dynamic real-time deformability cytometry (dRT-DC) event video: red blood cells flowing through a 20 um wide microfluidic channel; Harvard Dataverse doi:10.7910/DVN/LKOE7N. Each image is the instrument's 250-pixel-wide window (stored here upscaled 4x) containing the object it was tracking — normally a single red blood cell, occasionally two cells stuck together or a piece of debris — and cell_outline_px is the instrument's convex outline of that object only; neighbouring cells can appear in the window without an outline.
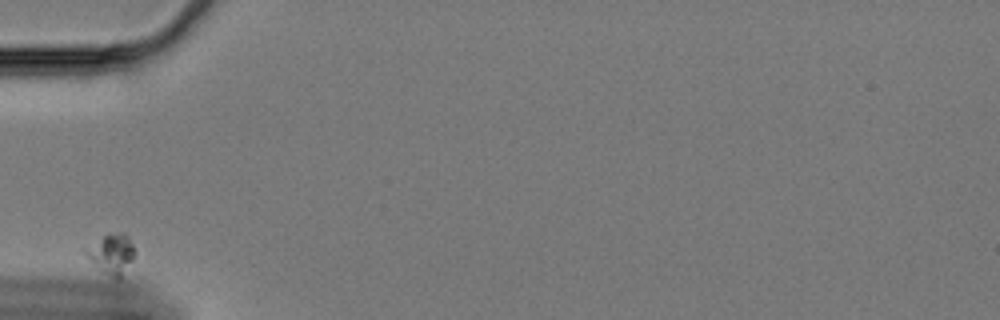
{"species": "Egyptian fruit bat (a non-hibernating species)", "species_latin": "Rousettus aegyptiacus", "temperature_condition": "cold", "stored_images_in_passage": 36, "camera_frame_rate_fps": 3000, "um_per_image_px": 0.085, "animal": {"sex": "female"}, "frame": {"image": 1, "passage_image": 1, "time_ms": 0.0, "image_size_px": [1000, 320], "cell_outline_px": [[136, 252], [132, 260], [120, 280], [116, 280], [104, 272], [80, 248], [108, 232], [124, 232], [128, 236]], "centroid_in_image_um": [9.47, 21.53], "position_along_channel_um": 75.5, "area_um2": 11.68}}
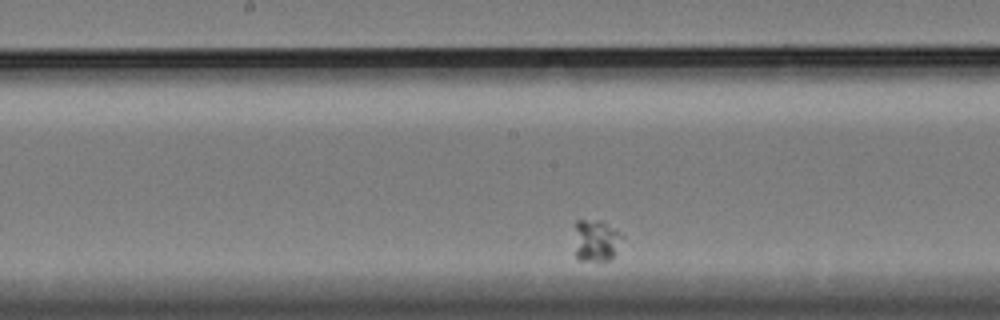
{"frame": {"image": 2, "passage_image": 16, "time_ms": 5.0, "image_size_px": [1000, 320], "cell_outline_px": [[624, 236], [612, 260], [576, 260], [576, 220], [604, 220], [620, 232]], "centroid_in_image_um": [50.71, 20.43], "position_along_channel_um": 197.5, "area_um2": 11.73}}
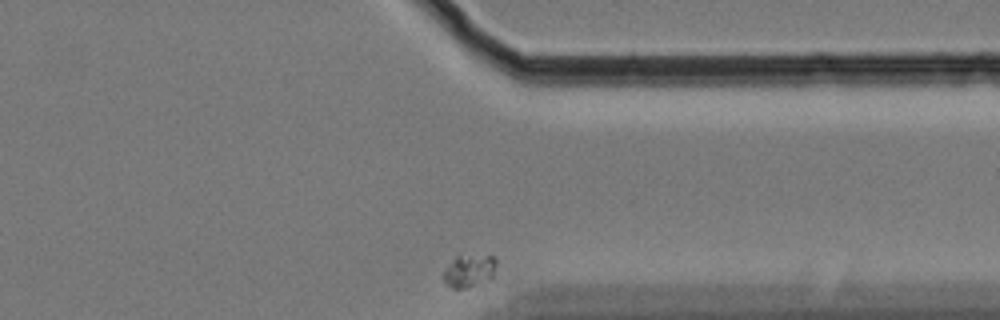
{"frame": {"image": 3, "passage_image": 36, "time_ms": 11.667, "image_size_px": [1000, 320], "cell_outline_px": [[496, 264], [492, 280], [480, 288], [452, 288], [444, 280], [444, 268], [456, 256], [496, 256]], "centroid_in_image_um": [39.94, 23.08], "position_along_channel_um": 371.5, "area_um2": 10.46}}